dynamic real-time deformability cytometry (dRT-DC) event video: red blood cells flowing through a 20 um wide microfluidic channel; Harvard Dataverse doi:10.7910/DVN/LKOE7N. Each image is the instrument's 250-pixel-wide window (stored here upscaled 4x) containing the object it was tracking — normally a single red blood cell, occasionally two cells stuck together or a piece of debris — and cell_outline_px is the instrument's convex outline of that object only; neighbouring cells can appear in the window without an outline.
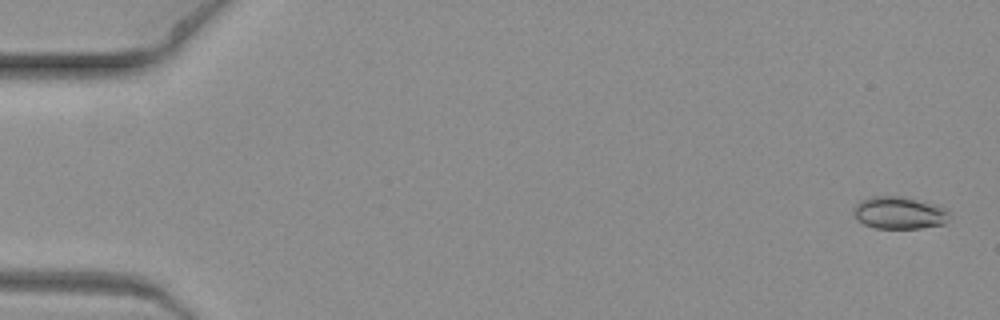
{"species": "common noctule bat (a hibernating species)", "species_latin": "Nyctalus noctula", "temperature_condition": "warm", "stored_images_in_passage": 8, "camera_frame_rate_fps": 3000, "um_per_image_px": 0.085, "animal": {"sex": "female", "body_mass_g": 19.3, "forearm_length_mm": 54.1}, "frame": {"image": 1, "passage_image": 1, "time_ms": 0.0, "image_size_px": [1000, 320], "cell_outline_px": [[948, 220], [944, 224], [920, 228], [876, 228], [864, 224], [852, 212], [852, 208], [860, 200], [872, 196], [900, 196], [936, 204], [948, 208]], "centroid_in_image_um": [76.44, 18.08], "position_along_channel_um": 8.6, "area_um2": 18.09}}